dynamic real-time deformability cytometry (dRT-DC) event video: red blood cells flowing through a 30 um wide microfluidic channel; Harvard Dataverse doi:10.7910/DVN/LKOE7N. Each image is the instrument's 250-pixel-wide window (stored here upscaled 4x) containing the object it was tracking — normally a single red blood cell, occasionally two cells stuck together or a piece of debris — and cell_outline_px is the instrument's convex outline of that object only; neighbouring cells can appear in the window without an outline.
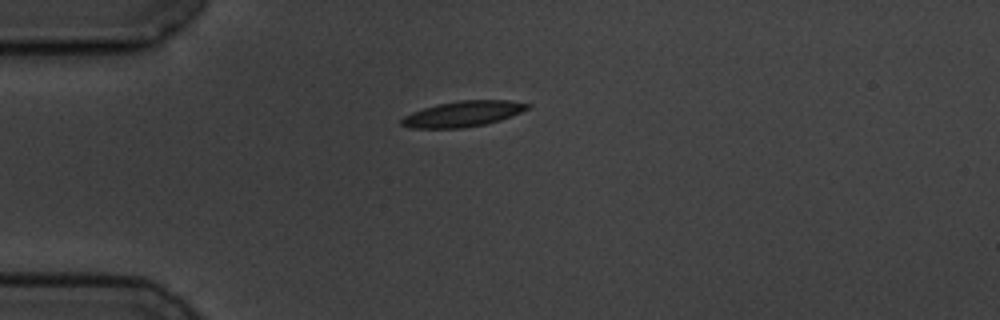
{"species": "common noctule bat (a hibernating species)", "species_latin": "Nyctalus noctula", "temperature_condition": "cold", "stored_images_in_passage": 3, "camera_frame_rate_fps": 3000, "um_per_image_px": 0.085, "animal": {"sex": "male", "body_mass_g": 19.5, "forearm_length_mm": 54.6}, "frame": {"image": 1, "passage_image": 1, "time_ms": 0.0, "image_size_px": [1000, 320], "cell_outline_px": [[532, 108], [512, 116], [488, 124], [460, 128], [412, 128], [400, 124], [400, 120], [404, 116], [412, 112], [436, 104], [460, 100], [508, 100], [532, 104]], "centroid_in_image_um": [39.4, 9.67], "position_along_channel_um": 45.6, "area_um2": 19.02}}
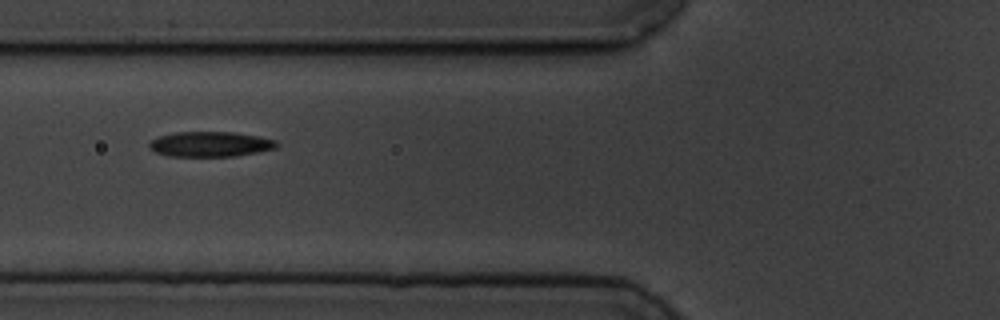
{"frame": {"image": 2, "passage_image": 3, "time_ms": 2.333, "image_size_px": [1000, 320], "cell_outline_px": [[280, 144], [276, 148], [236, 156], [168, 156], [156, 152], [148, 148], [148, 144], [152, 140], [160, 136], [176, 132], [236, 132], [276, 140]], "centroid_in_image_um": [17.88, 12.25], "position_along_channel_um": 107.9, "area_um2": 18.61}}